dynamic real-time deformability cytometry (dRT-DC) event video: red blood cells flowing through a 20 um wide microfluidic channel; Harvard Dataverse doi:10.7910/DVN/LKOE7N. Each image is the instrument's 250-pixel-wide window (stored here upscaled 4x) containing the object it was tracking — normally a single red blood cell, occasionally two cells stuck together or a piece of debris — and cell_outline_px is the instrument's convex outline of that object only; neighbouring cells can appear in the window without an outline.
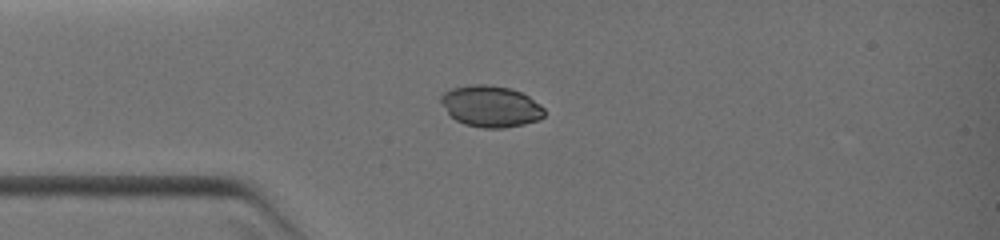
{"species": "common noctule bat (a hibernating species)", "species_latin": "Nyctalus noctula", "temperature_condition": "warm", "stored_images_in_passage": 13, "camera_frame_rate_fps": 3000, "um_per_image_px": 0.085, "animal": {"sex": "female", "body_mass_g": 19.0, "forearm_length_mm": 51.5}, "frame": {"image": 1, "passage_image": 8, "time_ms": 3.333, "image_size_px": [1000, 240], "cell_outline_px": [[544, 116], [540, 120], [524, 124], [504, 128], [484, 128], [464, 124], [456, 120], [448, 112], [440, 100], [440, 96], [444, 92], [452, 88], [472, 84], [488, 84], [512, 88], [528, 96], [540, 104], [544, 108]], "centroid_in_image_um": [41.73, 9.03], "position_along_channel_um": 43.3, "area_um2": 24.97}}
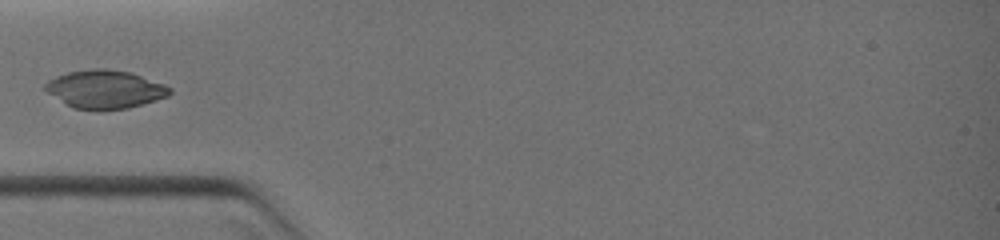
{"frame": {"image": 2, "passage_image": 10, "time_ms": 4.333, "image_size_px": [1000, 240], "cell_outline_px": [[172, 92], [168, 96], [156, 100], [128, 108], [72, 108], [48, 92], [44, 88], [44, 84], [48, 80], [56, 76], [68, 72], [88, 68], [104, 68], [132, 72], [164, 84], [172, 88]], "centroid_in_image_um": [8.94, 7.55], "position_along_channel_um": 76.1, "area_um2": 27.46}}
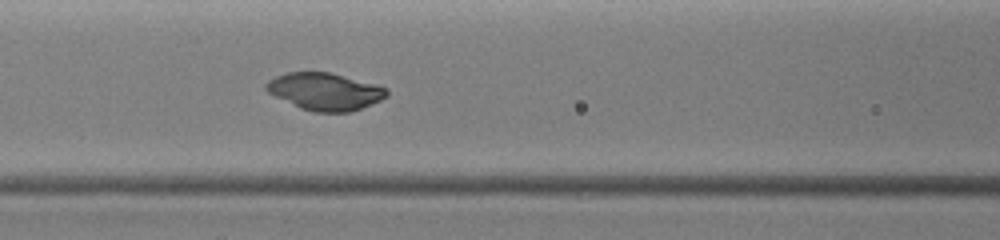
{"frame": {"image": 3, "passage_image": 13, "time_ms": 5.667, "image_size_px": [1000, 240], "cell_outline_px": [[388, 96], [380, 100], [360, 108], [348, 112], [316, 112], [300, 108], [268, 92], [264, 88], [264, 84], [268, 80], [276, 76], [288, 72], [328, 72], [376, 84], [388, 88]], "centroid_in_image_um": [27.61, 7.77], "position_along_channel_um": 139.0, "area_um2": 25.95}}